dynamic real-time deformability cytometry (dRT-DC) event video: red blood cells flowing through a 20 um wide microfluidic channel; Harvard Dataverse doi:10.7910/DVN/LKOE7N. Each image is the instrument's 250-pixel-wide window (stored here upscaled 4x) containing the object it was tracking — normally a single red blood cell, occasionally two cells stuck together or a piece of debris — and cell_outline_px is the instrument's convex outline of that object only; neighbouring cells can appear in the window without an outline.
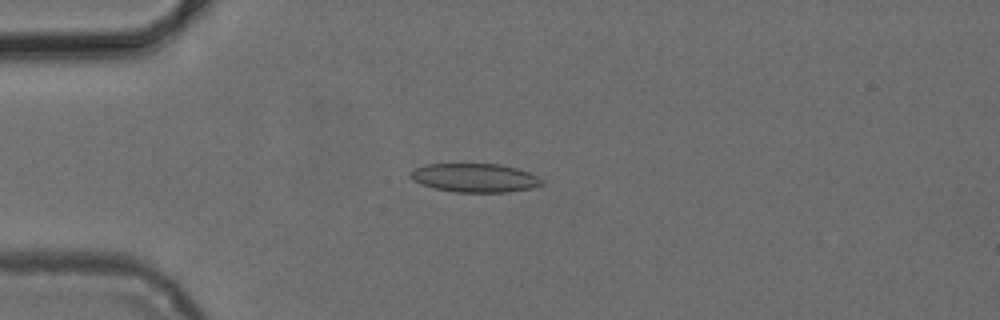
{"species": "common noctule bat (a hibernating species)", "species_latin": "Nyctalus noctula", "temperature_condition": "cold", "stored_images_in_passage": 5, "camera_frame_rate_fps": 3000, "um_per_image_px": 0.085, "animal": {"sex": "female", "body_mass_g": 24.6, "forearm_length_mm": 56.2}, "frame": {"image": 1, "passage_image": 4, "time_ms": 3.667, "image_size_px": [1000, 320], "cell_outline_px": [[544, 184], [532, 188], [508, 192], [456, 192], [436, 188], [412, 180], [408, 176], [408, 172], [424, 164], [500, 164], [516, 168], [528, 172], [544, 180]], "centroid_in_image_um": [40.36, 15.11], "position_along_channel_um": 44.6, "area_um2": 21.96}}